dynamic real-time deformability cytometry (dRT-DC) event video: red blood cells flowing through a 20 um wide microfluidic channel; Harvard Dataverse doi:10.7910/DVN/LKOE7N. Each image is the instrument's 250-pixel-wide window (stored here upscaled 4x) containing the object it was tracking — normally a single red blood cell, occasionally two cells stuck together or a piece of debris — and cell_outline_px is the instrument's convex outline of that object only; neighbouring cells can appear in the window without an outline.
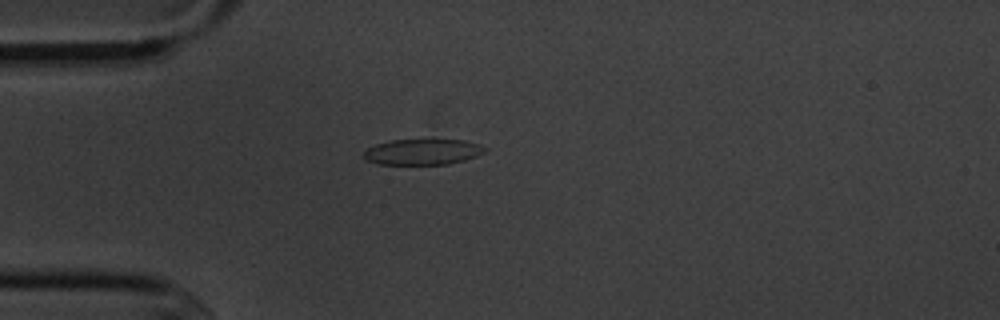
{"species": "common noctule bat (a hibernating species)", "species_latin": "Nyctalus noctula", "temperature_condition": "cold", "stored_images_in_passage": 1, "camera_frame_rate_fps": 3000, "um_per_image_px": 0.085, "animal": {"sex": "male", "body_mass_g": 20.1, "forearm_length_mm": 53.5}, "frame": {"image": 1, "passage_image": 1, "time_ms": 0.0, "image_size_px": [1000, 320], "cell_outline_px": [[488, 148], [484, 152], [476, 156], [464, 160], [448, 164], [376, 164], [368, 160], [364, 156], [364, 152], [368, 148], [376, 144], [392, 140], [464, 140], [480, 144]], "centroid_in_image_um": [35.95, 12.91], "position_along_channel_um": 49.0, "area_um2": 18.03}}